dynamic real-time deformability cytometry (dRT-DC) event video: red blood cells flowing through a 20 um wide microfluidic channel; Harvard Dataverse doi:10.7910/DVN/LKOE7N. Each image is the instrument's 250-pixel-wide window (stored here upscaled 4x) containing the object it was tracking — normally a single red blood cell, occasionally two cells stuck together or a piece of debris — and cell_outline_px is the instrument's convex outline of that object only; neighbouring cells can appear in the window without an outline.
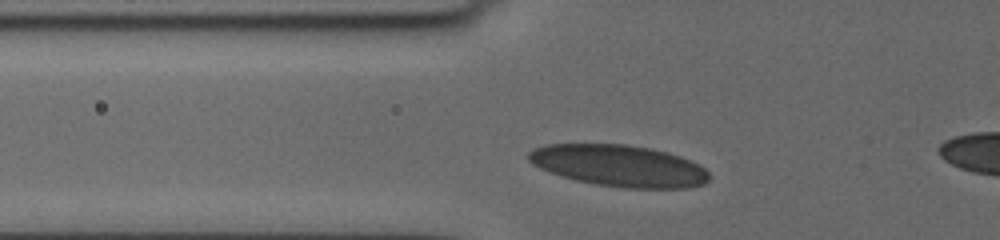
{"species": "human", "species_latin": "Homo sapiens", "temperature_condition": "cold", "stored_images_in_passage": 40, "camera_frame_rate_fps": 3000, "um_per_image_px": 0.085, "donor": {"sex": "female"}, "frame": {"image": 1, "passage_image": 11, "time_ms": 3.333, "image_size_px": [1000, 240], "cell_outline_px": [[708, 180], [704, 184], [684, 188], [624, 188], [596, 184], [576, 180], [560, 176], [540, 168], [532, 164], [528, 160], [528, 152], [532, 148], [544, 144], [628, 144], [652, 148], [668, 152], [692, 160], [700, 164], [708, 172]], "centroid_in_image_um": [52.61, 14.07], "position_along_channel_um": 73.2, "area_um2": 44.1}}
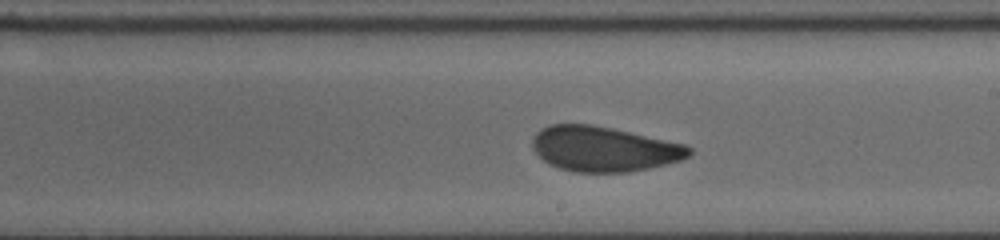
{"frame": {"image": 2, "passage_image": 25, "time_ms": 8.0, "image_size_px": [1000, 240], "cell_outline_px": [[692, 156], [680, 160], [648, 168], [628, 172], [572, 172], [548, 164], [532, 148], [532, 140], [544, 128], [552, 124], [592, 124], [684, 144], [692, 148]], "centroid_in_image_um": [51.34, 12.67], "position_along_channel_um": 237.7, "area_um2": 40.69}}
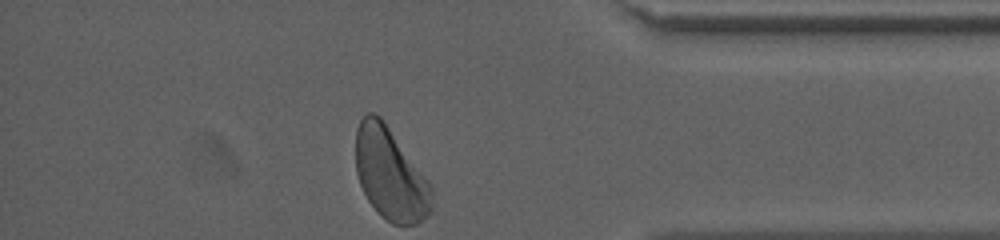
{"frame": {"image": 3, "passage_image": 40, "time_ms": 13.0, "image_size_px": [1000, 240], "cell_outline_px": [[432, 208], [428, 216], [416, 224], [392, 224], [380, 216], [368, 200], [360, 184], [356, 172], [356, 128], [360, 120], [368, 112], [372, 112], [380, 116], [384, 120], [432, 184]], "centroid_in_image_um": [33.19, 14.79], "position_along_channel_um": 402.0, "area_um2": 41.15}, "authors_computed_cell_mechanics": {"area_um2": 42.3096, "velocity_mm_per_s": 3.611, "shape_relaxation_time_tau1_ms": 5.4062, "shape_relaxation_time_tau2_ms": 1.1207, "deformation_change_tau1": 0.1237, "deformation_change_tau2": 0.0565}}